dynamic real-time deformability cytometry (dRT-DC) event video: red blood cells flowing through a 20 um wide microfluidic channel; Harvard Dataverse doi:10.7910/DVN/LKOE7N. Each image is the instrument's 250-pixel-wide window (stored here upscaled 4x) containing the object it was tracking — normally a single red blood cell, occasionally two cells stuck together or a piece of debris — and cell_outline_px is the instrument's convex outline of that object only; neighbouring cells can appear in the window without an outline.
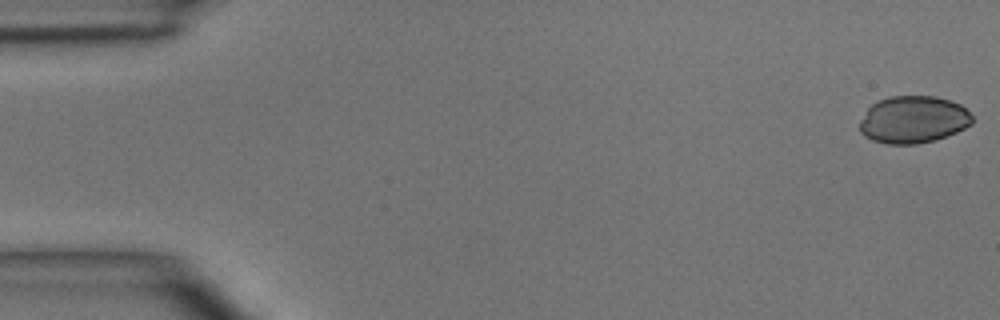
{"species": "common noctule bat (a hibernating species)", "species_latin": "Nyctalus noctula", "temperature_condition": "room temperature", "stored_images_in_passage": 4, "camera_frame_rate_fps": 3000, "um_per_image_px": 0.085, "animal": {"sex": "male", "body_mass_g": 15.6}, "frame": {"image": 1, "passage_image": 1, "time_ms": 0.0, "image_size_px": [1000, 320], "cell_outline_px": [[972, 124], [956, 132], [936, 140], [916, 144], [888, 144], [872, 140], [864, 136], [860, 132], [860, 120], [868, 108], [872, 104], [888, 96], [936, 96], [960, 104], [972, 116]], "centroid_in_image_um": [77.61, 10.17], "position_along_channel_um": 7.4, "area_um2": 30.98}}
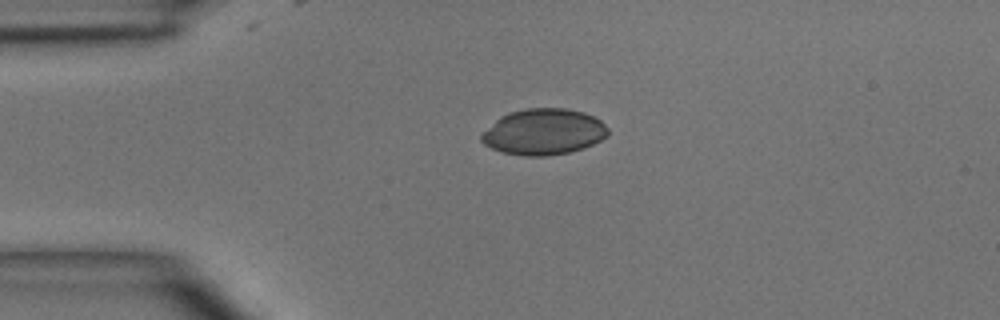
{"frame": {"image": 2, "passage_image": 3, "time_ms": 3.333, "image_size_px": [1000, 320], "cell_outline_px": [[608, 136], [592, 144], [568, 152], [544, 156], [524, 156], [500, 152], [484, 144], [480, 140], [480, 136], [500, 116], [508, 112], [524, 108], [564, 108], [584, 112], [600, 120], [608, 128]], "centroid_in_image_um": [46.19, 11.2], "position_along_channel_um": 38.8, "area_um2": 33.81}}